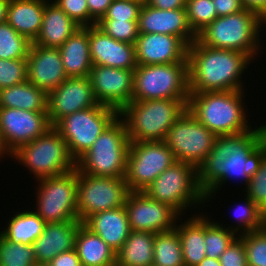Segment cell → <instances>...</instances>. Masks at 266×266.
I'll return each mask as SVG.
<instances>
[{
    "mask_svg": "<svg viewBox=\"0 0 266 266\" xmlns=\"http://www.w3.org/2000/svg\"><path fill=\"white\" fill-rule=\"evenodd\" d=\"M154 266H185L178 232L156 233L154 238Z\"/></svg>",
    "mask_w": 266,
    "mask_h": 266,
    "instance_id": "33",
    "label": "cell"
},
{
    "mask_svg": "<svg viewBox=\"0 0 266 266\" xmlns=\"http://www.w3.org/2000/svg\"><path fill=\"white\" fill-rule=\"evenodd\" d=\"M75 250L82 266H106L116 261V252L83 223L78 229Z\"/></svg>",
    "mask_w": 266,
    "mask_h": 266,
    "instance_id": "28",
    "label": "cell"
},
{
    "mask_svg": "<svg viewBox=\"0 0 266 266\" xmlns=\"http://www.w3.org/2000/svg\"><path fill=\"white\" fill-rule=\"evenodd\" d=\"M187 103L182 99L131 101L119 116L130 142L164 141L168 130L187 110Z\"/></svg>",
    "mask_w": 266,
    "mask_h": 266,
    "instance_id": "4",
    "label": "cell"
},
{
    "mask_svg": "<svg viewBox=\"0 0 266 266\" xmlns=\"http://www.w3.org/2000/svg\"><path fill=\"white\" fill-rule=\"evenodd\" d=\"M130 190L125 177L94 176L77 170V214L82 223L91 215L123 207Z\"/></svg>",
    "mask_w": 266,
    "mask_h": 266,
    "instance_id": "11",
    "label": "cell"
},
{
    "mask_svg": "<svg viewBox=\"0 0 266 266\" xmlns=\"http://www.w3.org/2000/svg\"><path fill=\"white\" fill-rule=\"evenodd\" d=\"M36 263L32 245L12 243L0 233V266H32Z\"/></svg>",
    "mask_w": 266,
    "mask_h": 266,
    "instance_id": "36",
    "label": "cell"
},
{
    "mask_svg": "<svg viewBox=\"0 0 266 266\" xmlns=\"http://www.w3.org/2000/svg\"><path fill=\"white\" fill-rule=\"evenodd\" d=\"M181 224L174 229L181 240L184 265L197 266L206 257L205 216L195 215Z\"/></svg>",
    "mask_w": 266,
    "mask_h": 266,
    "instance_id": "29",
    "label": "cell"
},
{
    "mask_svg": "<svg viewBox=\"0 0 266 266\" xmlns=\"http://www.w3.org/2000/svg\"><path fill=\"white\" fill-rule=\"evenodd\" d=\"M238 235L243 240L248 266H266V226Z\"/></svg>",
    "mask_w": 266,
    "mask_h": 266,
    "instance_id": "39",
    "label": "cell"
},
{
    "mask_svg": "<svg viewBox=\"0 0 266 266\" xmlns=\"http://www.w3.org/2000/svg\"><path fill=\"white\" fill-rule=\"evenodd\" d=\"M48 94L25 81L9 88L0 89V107L27 111H47Z\"/></svg>",
    "mask_w": 266,
    "mask_h": 266,
    "instance_id": "31",
    "label": "cell"
},
{
    "mask_svg": "<svg viewBox=\"0 0 266 266\" xmlns=\"http://www.w3.org/2000/svg\"><path fill=\"white\" fill-rule=\"evenodd\" d=\"M81 224L79 220L46 223L43 233L32 244L37 263L48 264L57 255L75 249Z\"/></svg>",
    "mask_w": 266,
    "mask_h": 266,
    "instance_id": "23",
    "label": "cell"
},
{
    "mask_svg": "<svg viewBox=\"0 0 266 266\" xmlns=\"http://www.w3.org/2000/svg\"><path fill=\"white\" fill-rule=\"evenodd\" d=\"M113 0H86L90 15L98 22L107 12Z\"/></svg>",
    "mask_w": 266,
    "mask_h": 266,
    "instance_id": "48",
    "label": "cell"
},
{
    "mask_svg": "<svg viewBox=\"0 0 266 266\" xmlns=\"http://www.w3.org/2000/svg\"><path fill=\"white\" fill-rule=\"evenodd\" d=\"M144 192L152 199L170 205L180 215L188 206H201L207 201L199 187L197 167L181 161L162 172Z\"/></svg>",
    "mask_w": 266,
    "mask_h": 266,
    "instance_id": "9",
    "label": "cell"
},
{
    "mask_svg": "<svg viewBox=\"0 0 266 266\" xmlns=\"http://www.w3.org/2000/svg\"><path fill=\"white\" fill-rule=\"evenodd\" d=\"M106 266H122L120 263H118L117 261L109 264V265H106Z\"/></svg>",
    "mask_w": 266,
    "mask_h": 266,
    "instance_id": "53",
    "label": "cell"
},
{
    "mask_svg": "<svg viewBox=\"0 0 266 266\" xmlns=\"http://www.w3.org/2000/svg\"><path fill=\"white\" fill-rule=\"evenodd\" d=\"M217 17L227 16L244 10L241 0H213Z\"/></svg>",
    "mask_w": 266,
    "mask_h": 266,
    "instance_id": "46",
    "label": "cell"
},
{
    "mask_svg": "<svg viewBox=\"0 0 266 266\" xmlns=\"http://www.w3.org/2000/svg\"><path fill=\"white\" fill-rule=\"evenodd\" d=\"M129 149L126 125L118 116L76 161V169L94 176L125 177Z\"/></svg>",
    "mask_w": 266,
    "mask_h": 266,
    "instance_id": "6",
    "label": "cell"
},
{
    "mask_svg": "<svg viewBox=\"0 0 266 266\" xmlns=\"http://www.w3.org/2000/svg\"><path fill=\"white\" fill-rule=\"evenodd\" d=\"M139 1H141V2H143V3H146L148 0H139Z\"/></svg>",
    "mask_w": 266,
    "mask_h": 266,
    "instance_id": "55",
    "label": "cell"
},
{
    "mask_svg": "<svg viewBox=\"0 0 266 266\" xmlns=\"http://www.w3.org/2000/svg\"><path fill=\"white\" fill-rule=\"evenodd\" d=\"M31 43L7 22L0 24V59H27Z\"/></svg>",
    "mask_w": 266,
    "mask_h": 266,
    "instance_id": "35",
    "label": "cell"
},
{
    "mask_svg": "<svg viewBox=\"0 0 266 266\" xmlns=\"http://www.w3.org/2000/svg\"><path fill=\"white\" fill-rule=\"evenodd\" d=\"M10 157L23 163L36 180L63 175L76 168L66 141L53 126L32 142L19 147Z\"/></svg>",
    "mask_w": 266,
    "mask_h": 266,
    "instance_id": "7",
    "label": "cell"
},
{
    "mask_svg": "<svg viewBox=\"0 0 266 266\" xmlns=\"http://www.w3.org/2000/svg\"><path fill=\"white\" fill-rule=\"evenodd\" d=\"M47 0H10L6 22L34 42L39 35Z\"/></svg>",
    "mask_w": 266,
    "mask_h": 266,
    "instance_id": "27",
    "label": "cell"
},
{
    "mask_svg": "<svg viewBox=\"0 0 266 266\" xmlns=\"http://www.w3.org/2000/svg\"><path fill=\"white\" fill-rule=\"evenodd\" d=\"M244 205H240L236 212L237 214V226L233 229L235 233L243 231L241 234L257 231L266 226V218L264 217L262 210L258 207L247 195H245ZM234 211V210H233ZM235 214V213H234ZM241 228V229H240Z\"/></svg>",
    "mask_w": 266,
    "mask_h": 266,
    "instance_id": "38",
    "label": "cell"
},
{
    "mask_svg": "<svg viewBox=\"0 0 266 266\" xmlns=\"http://www.w3.org/2000/svg\"><path fill=\"white\" fill-rule=\"evenodd\" d=\"M90 55L93 65L135 70V45L108 36L97 25L89 26Z\"/></svg>",
    "mask_w": 266,
    "mask_h": 266,
    "instance_id": "21",
    "label": "cell"
},
{
    "mask_svg": "<svg viewBox=\"0 0 266 266\" xmlns=\"http://www.w3.org/2000/svg\"><path fill=\"white\" fill-rule=\"evenodd\" d=\"M143 4L139 0H113L100 20L138 21Z\"/></svg>",
    "mask_w": 266,
    "mask_h": 266,
    "instance_id": "42",
    "label": "cell"
},
{
    "mask_svg": "<svg viewBox=\"0 0 266 266\" xmlns=\"http://www.w3.org/2000/svg\"><path fill=\"white\" fill-rule=\"evenodd\" d=\"M32 266H49V265L44 264V263H36V264H33Z\"/></svg>",
    "mask_w": 266,
    "mask_h": 266,
    "instance_id": "54",
    "label": "cell"
},
{
    "mask_svg": "<svg viewBox=\"0 0 266 266\" xmlns=\"http://www.w3.org/2000/svg\"><path fill=\"white\" fill-rule=\"evenodd\" d=\"M197 266H221L219 259L205 257Z\"/></svg>",
    "mask_w": 266,
    "mask_h": 266,
    "instance_id": "52",
    "label": "cell"
},
{
    "mask_svg": "<svg viewBox=\"0 0 266 266\" xmlns=\"http://www.w3.org/2000/svg\"><path fill=\"white\" fill-rule=\"evenodd\" d=\"M139 33H162L181 38L188 46L197 35L188 24L185 8L162 10L144 3L138 17Z\"/></svg>",
    "mask_w": 266,
    "mask_h": 266,
    "instance_id": "22",
    "label": "cell"
},
{
    "mask_svg": "<svg viewBox=\"0 0 266 266\" xmlns=\"http://www.w3.org/2000/svg\"><path fill=\"white\" fill-rule=\"evenodd\" d=\"M138 21L99 20L97 26L108 36L121 42L135 44L138 37Z\"/></svg>",
    "mask_w": 266,
    "mask_h": 266,
    "instance_id": "40",
    "label": "cell"
},
{
    "mask_svg": "<svg viewBox=\"0 0 266 266\" xmlns=\"http://www.w3.org/2000/svg\"><path fill=\"white\" fill-rule=\"evenodd\" d=\"M244 9L257 14L263 21L266 20V0H241Z\"/></svg>",
    "mask_w": 266,
    "mask_h": 266,
    "instance_id": "50",
    "label": "cell"
},
{
    "mask_svg": "<svg viewBox=\"0 0 266 266\" xmlns=\"http://www.w3.org/2000/svg\"><path fill=\"white\" fill-rule=\"evenodd\" d=\"M124 206L133 231L169 232L181 216L170 205L152 199L144 191H130Z\"/></svg>",
    "mask_w": 266,
    "mask_h": 266,
    "instance_id": "16",
    "label": "cell"
},
{
    "mask_svg": "<svg viewBox=\"0 0 266 266\" xmlns=\"http://www.w3.org/2000/svg\"><path fill=\"white\" fill-rule=\"evenodd\" d=\"M118 116L116 109L99 104L67 115L53 127L66 141L70 154L77 161Z\"/></svg>",
    "mask_w": 266,
    "mask_h": 266,
    "instance_id": "10",
    "label": "cell"
},
{
    "mask_svg": "<svg viewBox=\"0 0 266 266\" xmlns=\"http://www.w3.org/2000/svg\"><path fill=\"white\" fill-rule=\"evenodd\" d=\"M83 224L117 252L128 238L131 228L125 206L97 212Z\"/></svg>",
    "mask_w": 266,
    "mask_h": 266,
    "instance_id": "24",
    "label": "cell"
},
{
    "mask_svg": "<svg viewBox=\"0 0 266 266\" xmlns=\"http://www.w3.org/2000/svg\"><path fill=\"white\" fill-rule=\"evenodd\" d=\"M219 224V225H218ZM205 217V252L206 257L219 259L229 245L237 238L233 228L223 227Z\"/></svg>",
    "mask_w": 266,
    "mask_h": 266,
    "instance_id": "34",
    "label": "cell"
},
{
    "mask_svg": "<svg viewBox=\"0 0 266 266\" xmlns=\"http://www.w3.org/2000/svg\"><path fill=\"white\" fill-rule=\"evenodd\" d=\"M134 45L137 65L173 64L187 61L188 45L177 36L139 33Z\"/></svg>",
    "mask_w": 266,
    "mask_h": 266,
    "instance_id": "19",
    "label": "cell"
},
{
    "mask_svg": "<svg viewBox=\"0 0 266 266\" xmlns=\"http://www.w3.org/2000/svg\"><path fill=\"white\" fill-rule=\"evenodd\" d=\"M252 60L245 53L207 47L194 40L187 55L189 93L244 90L239 79Z\"/></svg>",
    "mask_w": 266,
    "mask_h": 266,
    "instance_id": "2",
    "label": "cell"
},
{
    "mask_svg": "<svg viewBox=\"0 0 266 266\" xmlns=\"http://www.w3.org/2000/svg\"><path fill=\"white\" fill-rule=\"evenodd\" d=\"M176 162L164 141L130 142L125 181L130 191L145 189Z\"/></svg>",
    "mask_w": 266,
    "mask_h": 266,
    "instance_id": "13",
    "label": "cell"
},
{
    "mask_svg": "<svg viewBox=\"0 0 266 266\" xmlns=\"http://www.w3.org/2000/svg\"><path fill=\"white\" fill-rule=\"evenodd\" d=\"M88 77L99 104L120 112L131 102L134 70L93 65Z\"/></svg>",
    "mask_w": 266,
    "mask_h": 266,
    "instance_id": "17",
    "label": "cell"
},
{
    "mask_svg": "<svg viewBox=\"0 0 266 266\" xmlns=\"http://www.w3.org/2000/svg\"><path fill=\"white\" fill-rule=\"evenodd\" d=\"M47 111L0 107V158L32 142L51 128Z\"/></svg>",
    "mask_w": 266,
    "mask_h": 266,
    "instance_id": "15",
    "label": "cell"
},
{
    "mask_svg": "<svg viewBox=\"0 0 266 266\" xmlns=\"http://www.w3.org/2000/svg\"><path fill=\"white\" fill-rule=\"evenodd\" d=\"M216 137L187 109L168 130L164 142L172 150L176 161L198 168L212 151Z\"/></svg>",
    "mask_w": 266,
    "mask_h": 266,
    "instance_id": "14",
    "label": "cell"
},
{
    "mask_svg": "<svg viewBox=\"0 0 266 266\" xmlns=\"http://www.w3.org/2000/svg\"><path fill=\"white\" fill-rule=\"evenodd\" d=\"M35 212L46 222L78 220L77 169L59 176L37 180ZM38 191V193H37Z\"/></svg>",
    "mask_w": 266,
    "mask_h": 266,
    "instance_id": "12",
    "label": "cell"
},
{
    "mask_svg": "<svg viewBox=\"0 0 266 266\" xmlns=\"http://www.w3.org/2000/svg\"><path fill=\"white\" fill-rule=\"evenodd\" d=\"M261 23L264 21L257 14L244 9L215 18L197 34V40L207 47L239 51L255 59L260 51Z\"/></svg>",
    "mask_w": 266,
    "mask_h": 266,
    "instance_id": "5",
    "label": "cell"
},
{
    "mask_svg": "<svg viewBox=\"0 0 266 266\" xmlns=\"http://www.w3.org/2000/svg\"><path fill=\"white\" fill-rule=\"evenodd\" d=\"M49 266H82L75 249L57 255Z\"/></svg>",
    "mask_w": 266,
    "mask_h": 266,
    "instance_id": "47",
    "label": "cell"
},
{
    "mask_svg": "<svg viewBox=\"0 0 266 266\" xmlns=\"http://www.w3.org/2000/svg\"><path fill=\"white\" fill-rule=\"evenodd\" d=\"M80 26L55 2L47 1L39 35L33 42L42 47L59 48Z\"/></svg>",
    "mask_w": 266,
    "mask_h": 266,
    "instance_id": "26",
    "label": "cell"
},
{
    "mask_svg": "<svg viewBox=\"0 0 266 266\" xmlns=\"http://www.w3.org/2000/svg\"><path fill=\"white\" fill-rule=\"evenodd\" d=\"M188 61L138 65L134 70L131 101L153 99L188 100Z\"/></svg>",
    "mask_w": 266,
    "mask_h": 266,
    "instance_id": "8",
    "label": "cell"
},
{
    "mask_svg": "<svg viewBox=\"0 0 266 266\" xmlns=\"http://www.w3.org/2000/svg\"><path fill=\"white\" fill-rule=\"evenodd\" d=\"M98 105L89 77H67L48 93L49 122L54 126L67 115Z\"/></svg>",
    "mask_w": 266,
    "mask_h": 266,
    "instance_id": "18",
    "label": "cell"
},
{
    "mask_svg": "<svg viewBox=\"0 0 266 266\" xmlns=\"http://www.w3.org/2000/svg\"><path fill=\"white\" fill-rule=\"evenodd\" d=\"M26 80V59H0V89L18 85Z\"/></svg>",
    "mask_w": 266,
    "mask_h": 266,
    "instance_id": "41",
    "label": "cell"
},
{
    "mask_svg": "<svg viewBox=\"0 0 266 266\" xmlns=\"http://www.w3.org/2000/svg\"><path fill=\"white\" fill-rule=\"evenodd\" d=\"M245 190L246 195L261 208L266 218V157L261 162L259 170L250 178Z\"/></svg>",
    "mask_w": 266,
    "mask_h": 266,
    "instance_id": "44",
    "label": "cell"
},
{
    "mask_svg": "<svg viewBox=\"0 0 266 266\" xmlns=\"http://www.w3.org/2000/svg\"><path fill=\"white\" fill-rule=\"evenodd\" d=\"M243 91L190 93L187 109L216 136L244 133L252 128L243 107Z\"/></svg>",
    "mask_w": 266,
    "mask_h": 266,
    "instance_id": "3",
    "label": "cell"
},
{
    "mask_svg": "<svg viewBox=\"0 0 266 266\" xmlns=\"http://www.w3.org/2000/svg\"><path fill=\"white\" fill-rule=\"evenodd\" d=\"M9 2L10 0H0V24L6 22Z\"/></svg>",
    "mask_w": 266,
    "mask_h": 266,
    "instance_id": "51",
    "label": "cell"
},
{
    "mask_svg": "<svg viewBox=\"0 0 266 266\" xmlns=\"http://www.w3.org/2000/svg\"><path fill=\"white\" fill-rule=\"evenodd\" d=\"M187 0H148L151 7L162 10H175L185 8Z\"/></svg>",
    "mask_w": 266,
    "mask_h": 266,
    "instance_id": "49",
    "label": "cell"
},
{
    "mask_svg": "<svg viewBox=\"0 0 266 266\" xmlns=\"http://www.w3.org/2000/svg\"><path fill=\"white\" fill-rule=\"evenodd\" d=\"M265 157L266 124L236 135L217 136L212 151L197 168L206 200L228 179L240 177L247 187Z\"/></svg>",
    "mask_w": 266,
    "mask_h": 266,
    "instance_id": "1",
    "label": "cell"
},
{
    "mask_svg": "<svg viewBox=\"0 0 266 266\" xmlns=\"http://www.w3.org/2000/svg\"><path fill=\"white\" fill-rule=\"evenodd\" d=\"M219 260L221 266H248L243 240L238 236Z\"/></svg>",
    "mask_w": 266,
    "mask_h": 266,
    "instance_id": "45",
    "label": "cell"
},
{
    "mask_svg": "<svg viewBox=\"0 0 266 266\" xmlns=\"http://www.w3.org/2000/svg\"><path fill=\"white\" fill-rule=\"evenodd\" d=\"M152 232L131 230L123 246L116 252V261L122 266H151L154 257Z\"/></svg>",
    "mask_w": 266,
    "mask_h": 266,
    "instance_id": "30",
    "label": "cell"
},
{
    "mask_svg": "<svg viewBox=\"0 0 266 266\" xmlns=\"http://www.w3.org/2000/svg\"><path fill=\"white\" fill-rule=\"evenodd\" d=\"M46 222L32 210H24L12 216L1 234L15 244L32 245L43 233Z\"/></svg>",
    "mask_w": 266,
    "mask_h": 266,
    "instance_id": "32",
    "label": "cell"
},
{
    "mask_svg": "<svg viewBox=\"0 0 266 266\" xmlns=\"http://www.w3.org/2000/svg\"><path fill=\"white\" fill-rule=\"evenodd\" d=\"M53 2L80 27L97 24V21L90 15L86 0H55Z\"/></svg>",
    "mask_w": 266,
    "mask_h": 266,
    "instance_id": "43",
    "label": "cell"
},
{
    "mask_svg": "<svg viewBox=\"0 0 266 266\" xmlns=\"http://www.w3.org/2000/svg\"><path fill=\"white\" fill-rule=\"evenodd\" d=\"M59 52L67 77H88L93 66L89 27L77 29L60 47Z\"/></svg>",
    "mask_w": 266,
    "mask_h": 266,
    "instance_id": "25",
    "label": "cell"
},
{
    "mask_svg": "<svg viewBox=\"0 0 266 266\" xmlns=\"http://www.w3.org/2000/svg\"><path fill=\"white\" fill-rule=\"evenodd\" d=\"M26 62L27 81L47 94L67 78L59 48L42 47L31 43Z\"/></svg>",
    "mask_w": 266,
    "mask_h": 266,
    "instance_id": "20",
    "label": "cell"
},
{
    "mask_svg": "<svg viewBox=\"0 0 266 266\" xmlns=\"http://www.w3.org/2000/svg\"><path fill=\"white\" fill-rule=\"evenodd\" d=\"M185 10L188 24L196 35L217 18L213 0H187Z\"/></svg>",
    "mask_w": 266,
    "mask_h": 266,
    "instance_id": "37",
    "label": "cell"
}]
</instances>
